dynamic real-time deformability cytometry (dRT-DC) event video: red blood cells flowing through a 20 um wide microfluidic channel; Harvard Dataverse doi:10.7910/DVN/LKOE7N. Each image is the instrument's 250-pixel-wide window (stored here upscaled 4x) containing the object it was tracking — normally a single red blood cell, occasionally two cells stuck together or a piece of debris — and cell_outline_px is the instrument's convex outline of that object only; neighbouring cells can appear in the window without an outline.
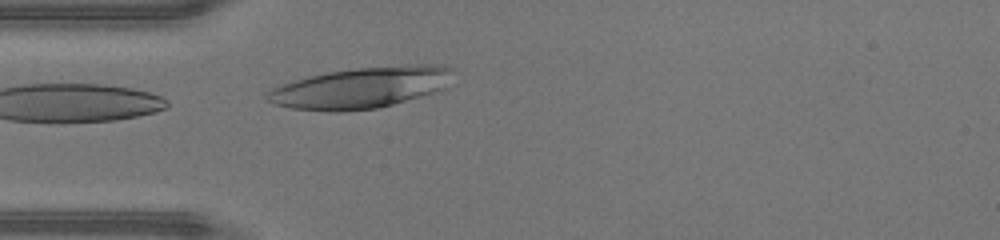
{"species": "human", "species_latin": "Homo sapiens", "temperature_condition": "warm", "stored_images_in_passage": 7, "camera_frame_rate_fps": 3000, "um_per_image_px": 0.085, "donor": {"sex": "male"}, "frame": {"image": 1, "passage_image": 7, "time_ms": 2.0, "image_size_px": [1000, 240], "cell_outline_px": [[456, 68], [448, 88], [392, 104], [376, 108], [340, 112], [328, 112], [292, 108], [272, 104], [264, 100], [264, 92], [280, 84], [308, 76], [328, 72], [356, 68], [408, 64], [444, 64]], "centroid_in_image_um": [30.7, 7.44], "position_along_channel_um": 54.3, "area_um2": 45.37}}